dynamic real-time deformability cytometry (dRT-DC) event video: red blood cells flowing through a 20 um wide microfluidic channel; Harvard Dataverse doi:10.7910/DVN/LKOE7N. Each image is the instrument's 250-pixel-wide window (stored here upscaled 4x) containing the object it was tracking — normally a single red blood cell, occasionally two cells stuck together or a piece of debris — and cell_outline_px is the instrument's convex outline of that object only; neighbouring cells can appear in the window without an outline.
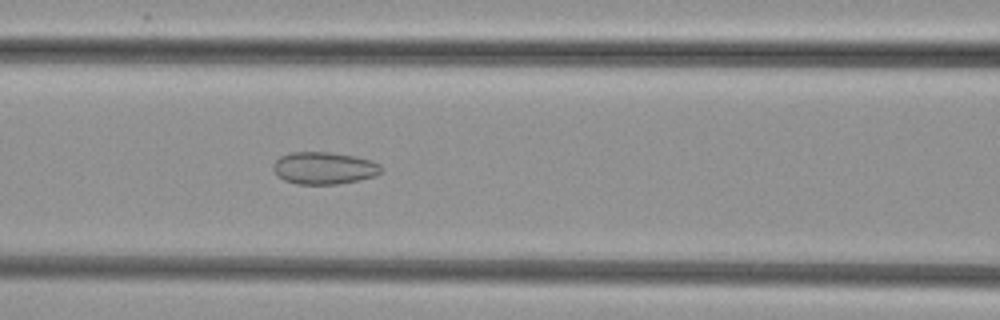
{"species": "common noctule bat (a hibernating species)", "species_latin": "Nyctalus noctula", "temperature_condition": "cold", "stored_images_in_passage": 51, "camera_frame_rate_fps": 3000, "um_per_image_px": 0.085, "animal": {"sex": "female", "body_mass_g": 29.2, "forearm_length_mm": 56.3}, "frame": {"image": 1, "passage_image": 22, "time_ms": 7.0, "image_size_px": [1000, 320], "cell_outline_px": [[384, 168], [376, 176], [360, 180], [336, 184], [296, 184], [284, 180], [272, 168], [272, 164], [280, 156], [288, 152], [332, 152], [352, 156], [368, 160], [380, 164]], "centroid_in_image_um": [27.54, 14.28], "position_along_channel_um": 139.1, "area_um2": 20.29}}
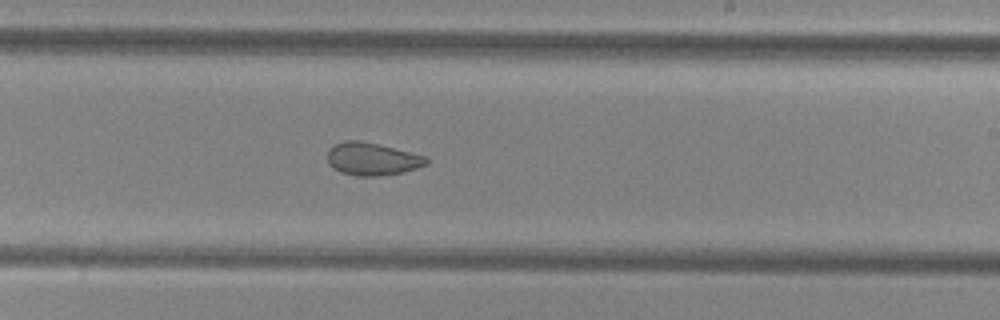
{"frame": {"image": 2, "passage_image": 31, "time_ms": 10.0, "image_size_px": [1000, 320], "cell_outline_px": [[428, 164], [404, 172], [380, 176], [356, 176], [340, 172], [332, 168], [328, 164], [328, 148], [332, 144], [344, 140], [360, 140], [424, 156], [428, 160]], "centroid_in_image_um": [31.56, 13.52], "position_along_channel_um": 257.4, "area_um2": 18.84}}
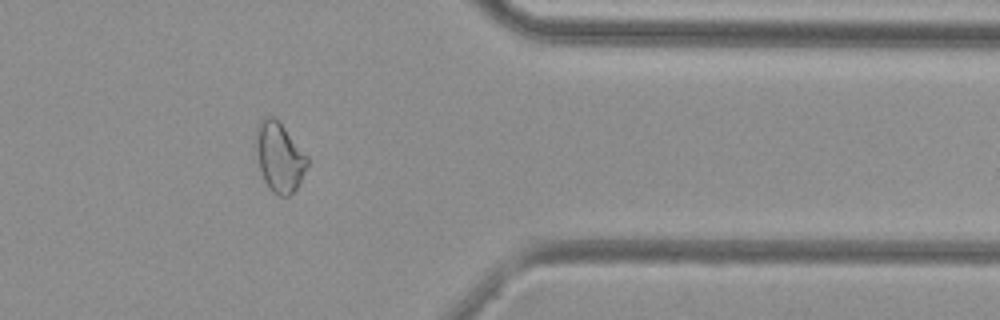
{"frame": {"image": 3, "passage_image": 42, "time_ms": 13.667, "image_size_px": [1000, 320], "cell_outline_px": [[308, 164], [296, 188], [288, 196], [280, 196], [272, 192], [268, 188], [260, 172], [256, 148], [256, 124], [260, 120], [268, 116], [272, 116], [280, 120], [308, 156]], "centroid_in_image_um": [23.74, 13.31], "position_along_channel_um": 387.7, "area_um2": 20.98}}